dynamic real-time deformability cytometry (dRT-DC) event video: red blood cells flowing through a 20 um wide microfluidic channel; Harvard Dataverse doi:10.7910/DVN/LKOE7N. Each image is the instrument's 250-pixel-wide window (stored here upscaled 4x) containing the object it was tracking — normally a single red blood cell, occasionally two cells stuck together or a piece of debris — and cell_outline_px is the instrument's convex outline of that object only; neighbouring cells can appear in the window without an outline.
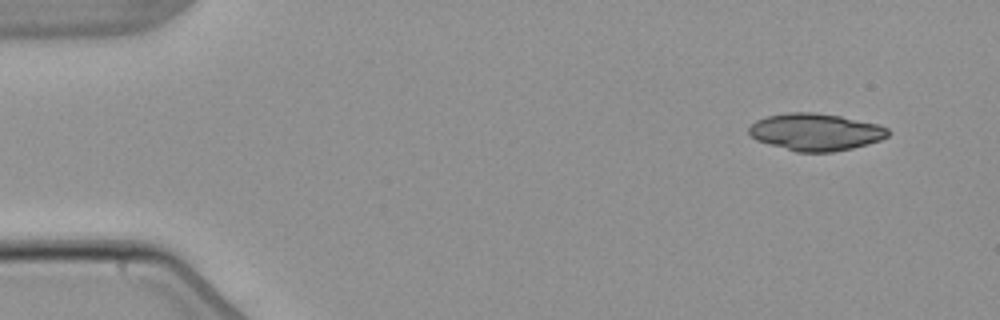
{"species": "common noctule bat (a hibernating species)", "species_latin": "Nyctalus noctula", "temperature_condition": "warm", "stored_images_in_passage": 4, "camera_frame_rate_fps": 3000, "um_per_image_px": 0.085, "animal": {"sex": "male", "body_mass_g": 21.5, "forearm_length_mm": 52.0}, "frame": {"image": 1, "passage_image": 1, "time_ms": 0.0, "image_size_px": [1000, 320], "cell_outline_px": [[888, 136], [880, 140], [852, 148], [832, 152], [796, 152], [768, 144], [756, 140], [748, 132], [748, 128], [756, 120], [768, 116], [788, 112], [816, 112], [840, 116], [876, 124], [888, 128]], "centroid_in_image_um": [69.29, 11.22], "position_along_channel_um": 15.7, "area_um2": 30.0}}